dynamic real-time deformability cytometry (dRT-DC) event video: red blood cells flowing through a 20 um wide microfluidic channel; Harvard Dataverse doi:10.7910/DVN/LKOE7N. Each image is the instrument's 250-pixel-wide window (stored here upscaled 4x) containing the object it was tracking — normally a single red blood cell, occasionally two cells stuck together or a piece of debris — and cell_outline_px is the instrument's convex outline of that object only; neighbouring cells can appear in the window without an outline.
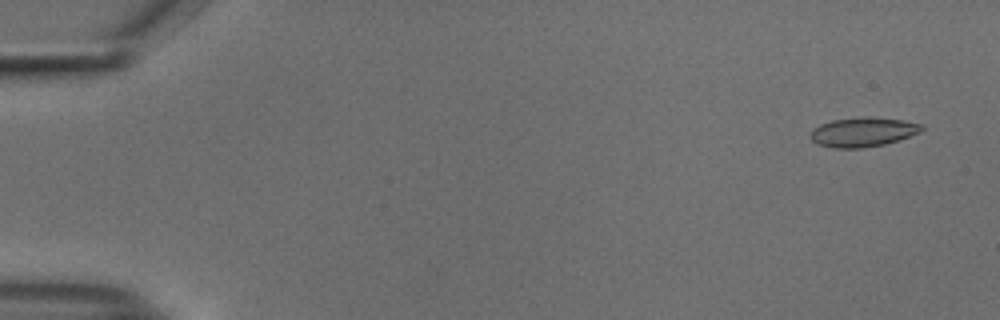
{"species": "common noctule bat (a hibernating species)", "species_latin": "Nyctalus noctula", "temperature_condition": "cold", "stored_images_in_passage": 51, "camera_frame_rate_fps": 3000, "um_per_image_px": 0.085, "animal": {"sex": "male", "body_mass_g": 18.8}, "frame": {"image": 1, "passage_image": 3, "time_ms": 0.667, "image_size_px": [1000, 320], "cell_outline_px": [[924, 128], [920, 132], [884, 144], [864, 148], [836, 148], [816, 144], [808, 136], [812, 128], [820, 124], [832, 120], [904, 120], [924, 124]], "centroid_in_image_um": [73.29, 11.28], "position_along_channel_um": 11.7, "area_um2": 18.15}}
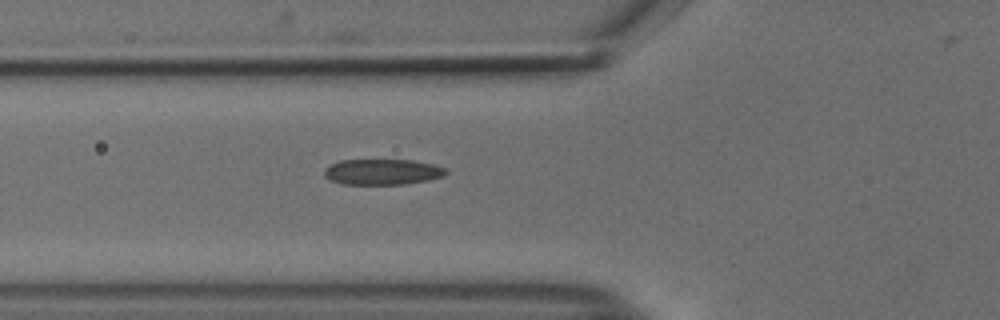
{"frame": {"image": 2, "passage_image": 20, "time_ms": 6.333, "image_size_px": [1000, 320], "cell_outline_px": [[448, 172], [444, 176], [428, 180], [404, 184], [344, 184], [332, 180], [324, 176], [324, 168], [340, 160], [412, 160], [432, 164], [444, 168]], "centroid_in_image_um": [32.5, 14.61], "position_along_channel_um": 93.3, "area_um2": 18.09}}
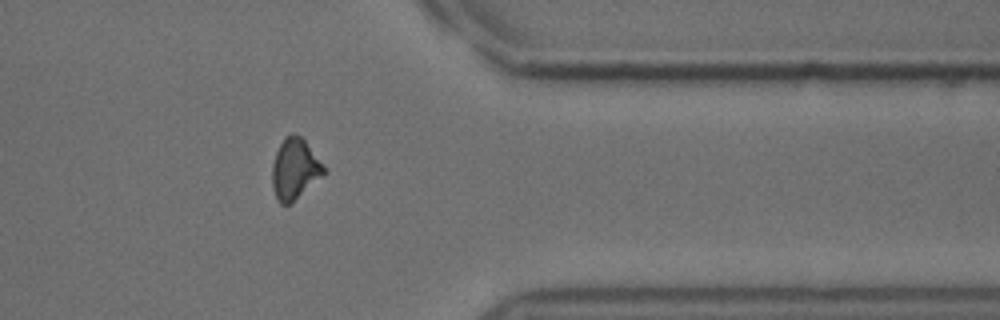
{"frame": {"image": 3, "passage_image": 44, "time_ms": 14.333, "image_size_px": [1000, 320], "cell_outline_px": [[328, 172], [324, 176], [288, 204], [280, 204], [276, 196], [272, 184], [272, 164], [276, 152], [284, 136], [292, 132], [300, 136], [304, 140], [324, 164]], "centroid_in_image_um": [25.08, 14.33], "position_along_channel_um": 386.3, "area_um2": 18.32}}